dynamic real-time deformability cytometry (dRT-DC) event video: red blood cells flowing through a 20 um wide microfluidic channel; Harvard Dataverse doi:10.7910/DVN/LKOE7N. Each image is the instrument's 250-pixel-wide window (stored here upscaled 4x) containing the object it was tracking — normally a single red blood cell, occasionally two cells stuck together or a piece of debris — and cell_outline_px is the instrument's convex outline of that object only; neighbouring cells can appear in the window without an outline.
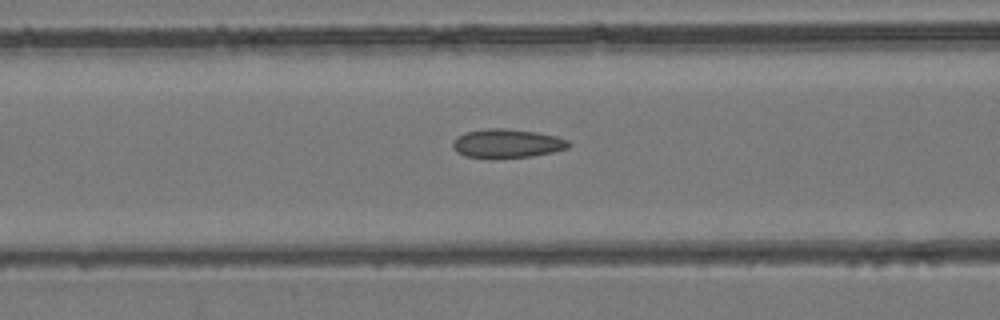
{"species": "common noctule bat (a hibernating species)", "species_latin": "Nyctalus noctula", "temperature_condition": "room temperature", "stored_images_in_passage": 45, "camera_frame_rate_fps": 3000, "um_per_image_px": 0.085, "animal": {"sex": "female", "body_mass_g": 24.6, "forearm_length_mm": 56.2}, "frame": {"image": 1, "passage_image": 18, "time_ms": 5.667, "image_size_px": [1000, 320], "cell_outline_px": [[572, 144], [568, 148], [552, 152], [532, 156], [464, 156], [456, 152], [452, 148], [452, 140], [456, 136], [468, 132], [488, 128], [508, 128], [536, 132], [556, 136], [568, 140]], "centroid_in_image_um": [43.1, 12.16], "position_along_channel_um": 123.5, "area_um2": 19.07}}
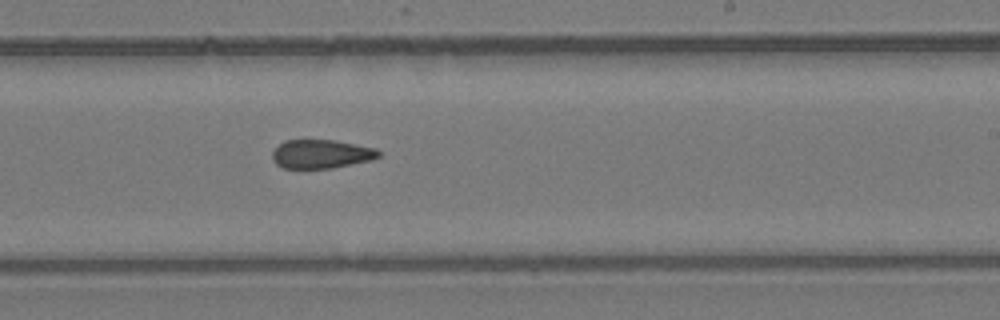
{"frame": {"image": 2, "passage_image": 27, "time_ms": 8.667, "image_size_px": [1000, 320], "cell_outline_px": [[380, 156], [372, 160], [332, 168], [284, 168], [276, 164], [272, 160], [272, 152], [284, 140], [336, 140], [376, 148], [380, 152]], "centroid_in_image_um": [27.31, 13.09], "position_along_channel_um": 261.7, "area_um2": 17.86}}
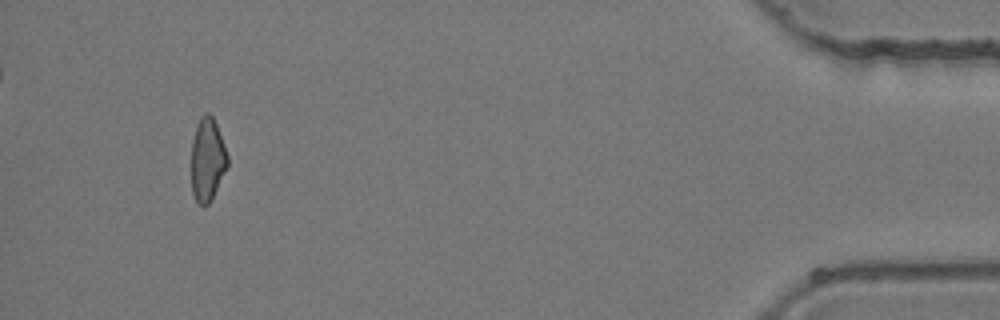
{"frame": {"image": 3, "passage_image": 42, "time_ms": 13.667, "image_size_px": [1000, 320], "cell_outline_px": [[228, 168], [212, 200], [204, 208], [196, 200], [192, 192], [192, 140], [196, 124], [200, 116], [204, 112], [208, 112], [212, 116], [216, 124], [224, 144], [228, 156]], "centroid_in_image_um": [17.64, 13.57], "position_along_channel_um": 417.6, "area_um2": 17.86}}